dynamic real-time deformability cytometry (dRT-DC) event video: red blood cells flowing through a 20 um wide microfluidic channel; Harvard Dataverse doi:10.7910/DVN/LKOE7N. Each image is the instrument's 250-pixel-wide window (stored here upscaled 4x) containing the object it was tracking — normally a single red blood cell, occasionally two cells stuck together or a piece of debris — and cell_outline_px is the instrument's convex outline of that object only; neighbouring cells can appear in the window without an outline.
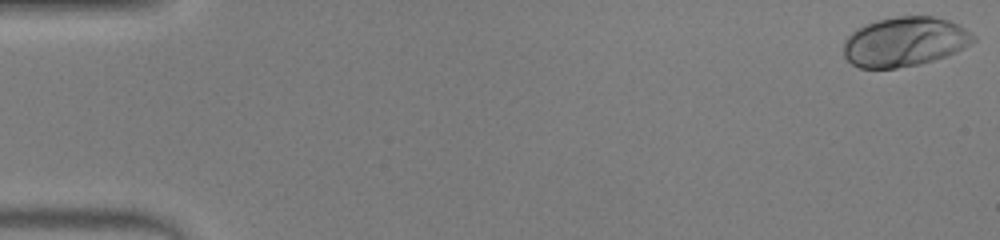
{"species": "human", "species_latin": "Homo sapiens", "temperature_condition": "warm", "stored_images_in_passage": 48, "camera_frame_rate_fps": 3000, "um_per_image_px": 0.085, "donor": {"sex": "male"}, "frame": {"image": 1, "passage_image": 1, "time_ms": 0.0, "image_size_px": [1000, 240], "cell_outline_px": [[976, 40], [956, 52], [920, 64], [896, 68], [860, 68], [852, 64], [844, 56], [844, 40], [856, 28], [876, 20], [900, 16], [932, 16], [948, 20], [964, 28], [976, 36]], "centroid_in_image_um": [76.88, 3.54], "position_along_channel_um": 8.1, "area_um2": 37.28}}
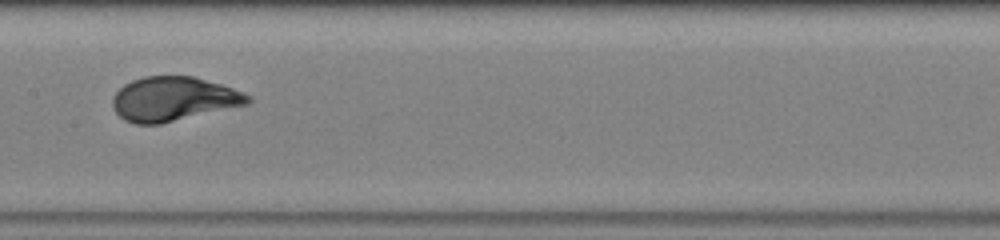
{"frame": {"image": 2, "passage_image": 25, "time_ms": 8.0, "image_size_px": [1000, 240], "cell_outline_px": [[252, 100], [248, 104], [160, 124], [136, 124], [124, 120], [112, 108], [112, 96], [124, 84], [132, 80], [144, 76], [192, 76], [220, 84], [244, 92], [252, 96]], "centroid_in_image_um": [14.73, 8.41], "position_along_channel_um": 192.7, "area_um2": 34.85}}
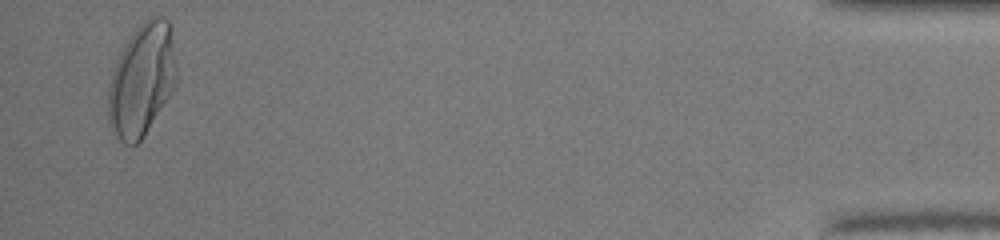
{"frame": {"image": 3, "passage_image": 47, "time_ms": 15.333, "image_size_px": [1000, 240], "cell_outline_px": [[176, 88], [144, 136], [136, 144], [124, 144], [112, 132], [108, 124], [108, 88], [112, 68], [124, 44], [136, 28], [148, 16], [164, 16], [168, 20], [172, 28], [176, 64]], "centroid_in_image_um": [12.06, 6.78], "position_along_channel_um": 423.1, "area_um2": 45.6}, "authors_computed_cell_mechanics": {"area_um2": 34.8245, "velocity_mm_per_s": 4.2819, "shape_relaxation_time_tau1_ms": 2.659, "shape_relaxation_time_tau2_ms": null, "deformation_change_tau1": 0.1866, "deformation_change_tau2": null}}